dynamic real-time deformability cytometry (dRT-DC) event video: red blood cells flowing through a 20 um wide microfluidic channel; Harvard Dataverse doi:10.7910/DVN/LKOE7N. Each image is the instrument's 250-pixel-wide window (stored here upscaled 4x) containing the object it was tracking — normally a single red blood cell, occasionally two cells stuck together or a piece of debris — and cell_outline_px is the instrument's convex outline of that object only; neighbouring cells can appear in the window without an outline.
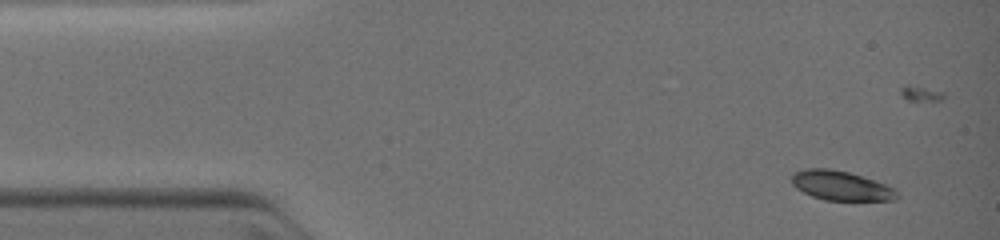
{"species": "common noctule bat (a hibernating species)", "species_latin": "Nyctalus noctula", "temperature_condition": "warm", "stored_images_in_passage": 3, "camera_frame_rate_fps": 3000, "um_per_image_px": 0.085, "animal": {"sex": "female", "body_mass_g": 19.0, "forearm_length_mm": 51.5}, "frame": {"image": 1, "passage_image": 1, "time_ms": 0.0, "image_size_px": [1000, 240], "cell_outline_px": [[900, 196], [896, 200], [824, 200], [812, 196], [796, 188], [792, 184], [792, 172], [804, 168], [828, 168], [848, 172], [884, 184], [892, 188]], "centroid_in_image_um": [71.43, 15.78], "position_along_channel_um": 13.6, "area_um2": 17.92}}
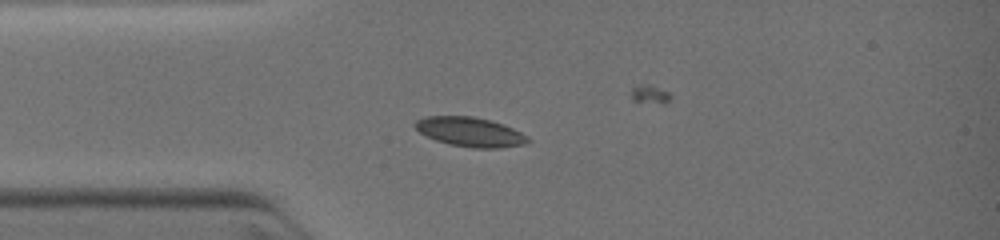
{"frame": {"image": 2, "passage_image": 3, "time_ms": 2.333, "image_size_px": [1000, 240], "cell_outline_px": [[532, 140], [524, 144], [500, 148], [472, 148], [448, 144], [436, 140], [420, 132], [416, 128], [416, 120], [424, 116], [472, 116], [492, 120], [504, 124], [528, 136]], "centroid_in_image_um": [39.99, 11.21], "position_along_channel_um": 45.0, "area_um2": 19.36}}